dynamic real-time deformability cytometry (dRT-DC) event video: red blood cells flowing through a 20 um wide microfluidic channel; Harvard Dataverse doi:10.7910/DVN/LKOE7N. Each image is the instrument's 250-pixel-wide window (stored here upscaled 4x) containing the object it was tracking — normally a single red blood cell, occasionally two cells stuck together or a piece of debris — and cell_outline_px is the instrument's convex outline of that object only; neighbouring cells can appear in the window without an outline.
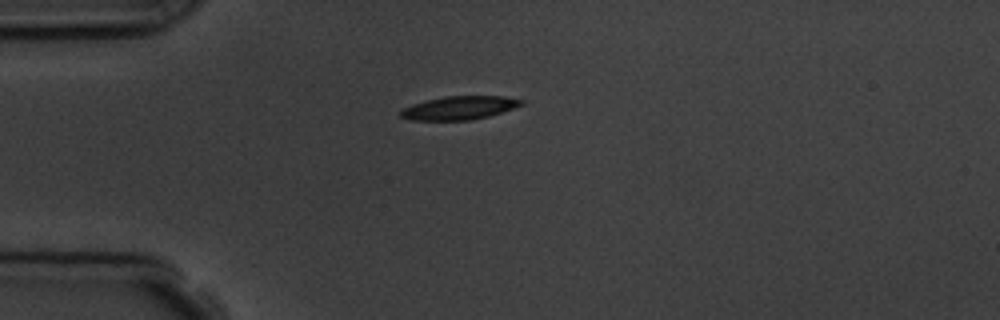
{"species": "common noctule bat (a hibernating species)", "species_latin": "Nyctalus noctula", "temperature_condition": "room temperature", "stored_images_in_passage": 2, "camera_frame_rate_fps": 3000, "um_per_image_px": 0.085, "animal": {"sex": "male", "body_mass_g": 19.5, "forearm_length_mm": 54.6}, "frame": {"image": 1, "passage_image": 1, "time_ms": 0.0, "image_size_px": [1000, 320], "cell_outline_px": [[524, 104], [488, 116], [472, 120], [408, 120], [400, 116], [400, 112], [404, 108], [412, 104], [444, 96], [504, 96], [524, 100]], "centroid_in_image_um": [39.03, 9.17], "position_along_channel_um": 46.0, "area_um2": 16.36}}